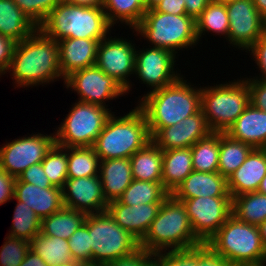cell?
<instances>
[{"label":"cell","instance_id":"cell-1","mask_svg":"<svg viewBox=\"0 0 266 266\" xmlns=\"http://www.w3.org/2000/svg\"><path fill=\"white\" fill-rule=\"evenodd\" d=\"M6 74L14 89L47 86L65 81L59 66L58 41L46 36L39 28L18 42Z\"/></svg>","mask_w":266,"mask_h":266},{"label":"cell","instance_id":"cell-2","mask_svg":"<svg viewBox=\"0 0 266 266\" xmlns=\"http://www.w3.org/2000/svg\"><path fill=\"white\" fill-rule=\"evenodd\" d=\"M185 76L182 73L174 83L145 94L135 102L146 117L150 136L201 110V84L197 86Z\"/></svg>","mask_w":266,"mask_h":266},{"label":"cell","instance_id":"cell-3","mask_svg":"<svg viewBox=\"0 0 266 266\" xmlns=\"http://www.w3.org/2000/svg\"><path fill=\"white\" fill-rule=\"evenodd\" d=\"M203 243L195 236L182 201L170 194L140 241L150 253L189 250Z\"/></svg>","mask_w":266,"mask_h":266},{"label":"cell","instance_id":"cell-4","mask_svg":"<svg viewBox=\"0 0 266 266\" xmlns=\"http://www.w3.org/2000/svg\"><path fill=\"white\" fill-rule=\"evenodd\" d=\"M38 28L56 41L84 38L100 42L116 30L109 24L102 6L72 5L64 1L48 14Z\"/></svg>","mask_w":266,"mask_h":266},{"label":"cell","instance_id":"cell-5","mask_svg":"<svg viewBox=\"0 0 266 266\" xmlns=\"http://www.w3.org/2000/svg\"><path fill=\"white\" fill-rule=\"evenodd\" d=\"M115 113L109 116L93 145L100 160L130 158L151 141L146 117L136 104L124 115Z\"/></svg>","mask_w":266,"mask_h":266},{"label":"cell","instance_id":"cell-6","mask_svg":"<svg viewBox=\"0 0 266 266\" xmlns=\"http://www.w3.org/2000/svg\"><path fill=\"white\" fill-rule=\"evenodd\" d=\"M137 39L146 40L149 47L163 48L171 51L178 58L182 51L197 48L195 19L186 14L175 15L147 10L141 22L130 30ZM181 52V53H180ZM180 53V54H179Z\"/></svg>","mask_w":266,"mask_h":266},{"label":"cell","instance_id":"cell-7","mask_svg":"<svg viewBox=\"0 0 266 266\" xmlns=\"http://www.w3.org/2000/svg\"><path fill=\"white\" fill-rule=\"evenodd\" d=\"M206 244L233 266H256L266 259L258 226L247 224L233 214Z\"/></svg>","mask_w":266,"mask_h":266},{"label":"cell","instance_id":"cell-8","mask_svg":"<svg viewBox=\"0 0 266 266\" xmlns=\"http://www.w3.org/2000/svg\"><path fill=\"white\" fill-rule=\"evenodd\" d=\"M241 76L201 86V109L211 131L225 133L250 104L249 85Z\"/></svg>","mask_w":266,"mask_h":266},{"label":"cell","instance_id":"cell-9","mask_svg":"<svg viewBox=\"0 0 266 266\" xmlns=\"http://www.w3.org/2000/svg\"><path fill=\"white\" fill-rule=\"evenodd\" d=\"M91 264L103 265L140 249V241L121 228L108 211L86 215Z\"/></svg>","mask_w":266,"mask_h":266},{"label":"cell","instance_id":"cell-10","mask_svg":"<svg viewBox=\"0 0 266 266\" xmlns=\"http://www.w3.org/2000/svg\"><path fill=\"white\" fill-rule=\"evenodd\" d=\"M111 108L76 100L58 127L54 128L55 143L62 147L93 146L114 112Z\"/></svg>","mask_w":266,"mask_h":266},{"label":"cell","instance_id":"cell-11","mask_svg":"<svg viewBox=\"0 0 266 266\" xmlns=\"http://www.w3.org/2000/svg\"><path fill=\"white\" fill-rule=\"evenodd\" d=\"M113 33V36L111 35ZM113 31L99 42L97 48L96 66L105 74L112 77L130 94L134 82L131 77L135 74V53L137 49L135 38L115 36ZM130 39V40H129ZM136 45V46H135ZM132 88V89H131Z\"/></svg>","mask_w":266,"mask_h":266},{"label":"cell","instance_id":"cell-12","mask_svg":"<svg viewBox=\"0 0 266 266\" xmlns=\"http://www.w3.org/2000/svg\"><path fill=\"white\" fill-rule=\"evenodd\" d=\"M139 46L135 53L134 79L144 84L148 91H145L142 96H138V101L145 94L174 83L182 75L178 68L179 64H177L179 59L171 51L144 46V44L143 48H139Z\"/></svg>","mask_w":266,"mask_h":266},{"label":"cell","instance_id":"cell-13","mask_svg":"<svg viewBox=\"0 0 266 266\" xmlns=\"http://www.w3.org/2000/svg\"><path fill=\"white\" fill-rule=\"evenodd\" d=\"M43 133H27L5 141L0 147V168L17 178L31 165L41 163L55 144L54 130L50 134Z\"/></svg>","mask_w":266,"mask_h":266},{"label":"cell","instance_id":"cell-14","mask_svg":"<svg viewBox=\"0 0 266 266\" xmlns=\"http://www.w3.org/2000/svg\"><path fill=\"white\" fill-rule=\"evenodd\" d=\"M63 86L68 91L77 93L78 101L105 108L109 107L111 100L113 102L121 99L120 97H126V91L119 83L96 65L71 73L65 78Z\"/></svg>","mask_w":266,"mask_h":266},{"label":"cell","instance_id":"cell-15","mask_svg":"<svg viewBox=\"0 0 266 266\" xmlns=\"http://www.w3.org/2000/svg\"><path fill=\"white\" fill-rule=\"evenodd\" d=\"M195 236L203 243L219 230L232 214L231 197H198L182 201Z\"/></svg>","mask_w":266,"mask_h":266},{"label":"cell","instance_id":"cell-16","mask_svg":"<svg viewBox=\"0 0 266 266\" xmlns=\"http://www.w3.org/2000/svg\"><path fill=\"white\" fill-rule=\"evenodd\" d=\"M226 9L229 33L225 42L229 44V48L244 53L265 34V19L256 9L253 0H234L226 4Z\"/></svg>","mask_w":266,"mask_h":266},{"label":"cell","instance_id":"cell-17","mask_svg":"<svg viewBox=\"0 0 266 266\" xmlns=\"http://www.w3.org/2000/svg\"><path fill=\"white\" fill-rule=\"evenodd\" d=\"M63 205L88 214L107 211L108 202L104 196L99 175L82 178H67L62 188Z\"/></svg>","mask_w":266,"mask_h":266},{"label":"cell","instance_id":"cell-18","mask_svg":"<svg viewBox=\"0 0 266 266\" xmlns=\"http://www.w3.org/2000/svg\"><path fill=\"white\" fill-rule=\"evenodd\" d=\"M210 131L201 109L198 113L186 117L176 125L158 129L151 136V141L162 151L192 147Z\"/></svg>","mask_w":266,"mask_h":266},{"label":"cell","instance_id":"cell-19","mask_svg":"<svg viewBox=\"0 0 266 266\" xmlns=\"http://www.w3.org/2000/svg\"><path fill=\"white\" fill-rule=\"evenodd\" d=\"M161 204L150 203L131 206L115 200L108 203L107 211L121 228L141 241L150 224L156 218Z\"/></svg>","mask_w":266,"mask_h":266},{"label":"cell","instance_id":"cell-20","mask_svg":"<svg viewBox=\"0 0 266 266\" xmlns=\"http://www.w3.org/2000/svg\"><path fill=\"white\" fill-rule=\"evenodd\" d=\"M266 176V148H254L244 163L227 178L231 198L256 192Z\"/></svg>","mask_w":266,"mask_h":266},{"label":"cell","instance_id":"cell-21","mask_svg":"<svg viewBox=\"0 0 266 266\" xmlns=\"http://www.w3.org/2000/svg\"><path fill=\"white\" fill-rule=\"evenodd\" d=\"M99 41L67 38L58 41L59 66L63 78L71 73L95 66Z\"/></svg>","mask_w":266,"mask_h":266},{"label":"cell","instance_id":"cell-22","mask_svg":"<svg viewBox=\"0 0 266 266\" xmlns=\"http://www.w3.org/2000/svg\"><path fill=\"white\" fill-rule=\"evenodd\" d=\"M177 200L206 197H231L227 178L219 172H200L193 170L171 193Z\"/></svg>","mask_w":266,"mask_h":266},{"label":"cell","instance_id":"cell-23","mask_svg":"<svg viewBox=\"0 0 266 266\" xmlns=\"http://www.w3.org/2000/svg\"><path fill=\"white\" fill-rule=\"evenodd\" d=\"M14 197L24 202L40 219L60 210L63 205L62 189L56 186L41 188L16 178Z\"/></svg>","mask_w":266,"mask_h":266},{"label":"cell","instance_id":"cell-24","mask_svg":"<svg viewBox=\"0 0 266 266\" xmlns=\"http://www.w3.org/2000/svg\"><path fill=\"white\" fill-rule=\"evenodd\" d=\"M225 134L253 148H266V111L249 104Z\"/></svg>","mask_w":266,"mask_h":266},{"label":"cell","instance_id":"cell-25","mask_svg":"<svg viewBox=\"0 0 266 266\" xmlns=\"http://www.w3.org/2000/svg\"><path fill=\"white\" fill-rule=\"evenodd\" d=\"M99 176L107 202L118 200L133 180L130 159L100 160Z\"/></svg>","mask_w":266,"mask_h":266},{"label":"cell","instance_id":"cell-26","mask_svg":"<svg viewBox=\"0 0 266 266\" xmlns=\"http://www.w3.org/2000/svg\"><path fill=\"white\" fill-rule=\"evenodd\" d=\"M192 171L191 147L163 151L162 184L170 194Z\"/></svg>","mask_w":266,"mask_h":266},{"label":"cell","instance_id":"cell-27","mask_svg":"<svg viewBox=\"0 0 266 266\" xmlns=\"http://www.w3.org/2000/svg\"><path fill=\"white\" fill-rule=\"evenodd\" d=\"M37 25L13 0H0V34L17 43L32 35Z\"/></svg>","mask_w":266,"mask_h":266},{"label":"cell","instance_id":"cell-28","mask_svg":"<svg viewBox=\"0 0 266 266\" xmlns=\"http://www.w3.org/2000/svg\"><path fill=\"white\" fill-rule=\"evenodd\" d=\"M30 249L48 266H79L70 252L68 240L38 233L30 241Z\"/></svg>","mask_w":266,"mask_h":266},{"label":"cell","instance_id":"cell-29","mask_svg":"<svg viewBox=\"0 0 266 266\" xmlns=\"http://www.w3.org/2000/svg\"><path fill=\"white\" fill-rule=\"evenodd\" d=\"M102 8L113 28L119 24L127 30L134 29L147 11L144 0H104Z\"/></svg>","mask_w":266,"mask_h":266},{"label":"cell","instance_id":"cell-30","mask_svg":"<svg viewBox=\"0 0 266 266\" xmlns=\"http://www.w3.org/2000/svg\"><path fill=\"white\" fill-rule=\"evenodd\" d=\"M133 179L162 182L163 151L150 141L130 158Z\"/></svg>","mask_w":266,"mask_h":266},{"label":"cell","instance_id":"cell-31","mask_svg":"<svg viewBox=\"0 0 266 266\" xmlns=\"http://www.w3.org/2000/svg\"><path fill=\"white\" fill-rule=\"evenodd\" d=\"M195 24L199 45L203 43L202 38L204 36L206 38L209 33L215 37L218 35L223 38L224 44L225 39L226 41L228 40L229 18L225 4L209 2L202 13L195 19Z\"/></svg>","mask_w":266,"mask_h":266},{"label":"cell","instance_id":"cell-32","mask_svg":"<svg viewBox=\"0 0 266 266\" xmlns=\"http://www.w3.org/2000/svg\"><path fill=\"white\" fill-rule=\"evenodd\" d=\"M85 218V213L63 206L57 212L41 219L40 233L68 240L84 223Z\"/></svg>","mask_w":266,"mask_h":266},{"label":"cell","instance_id":"cell-33","mask_svg":"<svg viewBox=\"0 0 266 266\" xmlns=\"http://www.w3.org/2000/svg\"><path fill=\"white\" fill-rule=\"evenodd\" d=\"M222 133L210 131L191 147L193 170L205 173L218 172Z\"/></svg>","mask_w":266,"mask_h":266},{"label":"cell","instance_id":"cell-34","mask_svg":"<svg viewBox=\"0 0 266 266\" xmlns=\"http://www.w3.org/2000/svg\"><path fill=\"white\" fill-rule=\"evenodd\" d=\"M253 149L249 144L234 140L222 133L220 136L218 172L228 178L244 163Z\"/></svg>","mask_w":266,"mask_h":266},{"label":"cell","instance_id":"cell-35","mask_svg":"<svg viewBox=\"0 0 266 266\" xmlns=\"http://www.w3.org/2000/svg\"><path fill=\"white\" fill-rule=\"evenodd\" d=\"M170 193L162 182H149L133 179L118 199L125 205H139L150 203H162Z\"/></svg>","mask_w":266,"mask_h":266},{"label":"cell","instance_id":"cell-36","mask_svg":"<svg viewBox=\"0 0 266 266\" xmlns=\"http://www.w3.org/2000/svg\"><path fill=\"white\" fill-rule=\"evenodd\" d=\"M232 214L247 224L259 226L266 220V195L256 191L233 197Z\"/></svg>","mask_w":266,"mask_h":266},{"label":"cell","instance_id":"cell-37","mask_svg":"<svg viewBox=\"0 0 266 266\" xmlns=\"http://www.w3.org/2000/svg\"><path fill=\"white\" fill-rule=\"evenodd\" d=\"M100 158L93 146L68 147L67 178L99 175Z\"/></svg>","mask_w":266,"mask_h":266},{"label":"cell","instance_id":"cell-38","mask_svg":"<svg viewBox=\"0 0 266 266\" xmlns=\"http://www.w3.org/2000/svg\"><path fill=\"white\" fill-rule=\"evenodd\" d=\"M14 199L16 206L13 211L11 229L6 235L30 242L36 234L41 232V219L24 202L18 201L15 197Z\"/></svg>","mask_w":266,"mask_h":266},{"label":"cell","instance_id":"cell-39","mask_svg":"<svg viewBox=\"0 0 266 266\" xmlns=\"http://www.w3.org/2000/svg\"><path fill=\"white\" fill-rule=\"evenodd\" d=\"M41 163L51 184L62 189L67 180L68 147L55 143Z\"/></svg>","mask_w":266,"mask_h":266},{"label":"cell","instance_id":"cell-40","mask_svg":"<svg viewBox=\"0 0 266 266\" xmlns=\"http://www.w3.org/2000/svg\"><path fill=\"white\" fill-rule=\"evenodd\" d=\"M0 249V266H19L30 250V242L5 235Z\"/></svg>","mask_w":266,"mask_h":266},{"label":"cell","instance_id":"cell-41","mask_svg":"<svg viewBox=\"0 0 266 266\" xmlns=\"http://www.w3.org/2000/svg\"><path fill=\"white\" fill-rule=\"evenodd\" d=\"M70 252L78 265L91 264V246L88 219L68 239Z\"/></svg>","mask_w":266,"mask_h":266},{"label":"cell","instance_id":"cell-42","mask_svg":"<svg viewBox=\"0 0 266 266\" xmlns=\"http://www.w3.org/2000/svg\"><path fill=\"white\" fill-rule=\"evenodd\" d=\"M153 266H197V247L153 253Z\"/></svg>","mask_w":266,"mask_h":266},{"label":"cell","instance_id":"cell-43","mask_svg":"<svg viewBox=\"0 0 266 266\" xmlns=\"http://www.w3.org/2000/svg\"><path fill=\"white\" fill-rule=\"evenodd\" d=\"M15 4L39 27L48 14L62 0H13Z\"/></svg>","mask_w":266,"mask_h":266},{"label":"cell","instance_id":"cell-44","mask_svg":"<svg viewBox=\"0 0 266 266\" xmlns=\"http://www.w3.org/2000/svg\"><path fill=\"white\" fill-rule=\"evenodd\" d=\"M250 55H249V54ZM245 55H249V58L254 62V68L258 69V73L253 76L244 75L245 78H251L254 80L266 81V34L262 35L255 43L246 51ZM257 66V67H255ZM257 74V75H256Z\"/></svg>","mask_w":266,"mask_h":266},{"label":"cell","instance_id":"cell-45","mask_svg":"<svg viewBox=\"0 0 266 266\" xmlns=\"http://www.w3.org/2000/svg\"><path fill=\"white\" fill-rule=\"evenodd\" d=\"M105 266H153V253L140 248L130 255L107 263Z\"/></svg>","mask_w":266,"mask_h":266},{"label":"cell","instance_id":"cell-46","mask_svg":"<svg viewBox=\"0 0 266 266\" xmlns=\"http://www.w3.org/2000/svg\"><path fill=\"white\" fill-rule=\"evenodd\" d=\"M17 178L21 182L31 183L32 185H36L41 188L53 187L43 170L42 163L31 165Z\"/></svg>","mask_w":266,"mask_h":266},{"label":"cell","instance_id":"cell-47","mask_svg":"<svg viewBox=\"0 0 266 266\" xmlns=\"http://www.w3.org/2000/svg\"><path fill=\"white\" fill-rule=\"evenodd\" d=\"M197 266H233L207 244L197 246Z\"/></svg>","mask_w":266,"mask_h":266},{"label":"cell","instance_id":"cell-48","mask_svg":"<svg viewBox=\"0 0 266 266\" xmlns=\"http://www.w3.org/2000/svg\"><path fill=\"white\" fill-rule=\"evenodd\" d=\"M249 85L250 104L266 111V81L246 78Z\"/></svg>","mask_w":266,"mask_h":266},{"label":"cell","instance_id":"cell-49","mask_svg":"<svg viewBox=\"0 0 266 266\" xmlns=\"http://www.w3.org/2000/svg\"><path fill=\"white\" fill-rule=\"evenodd\" d=\"M16 44L17 42L13 39L0 34V74L2 76L10 66Z\"/></svg>","mask_w":266,"mask_h":266},{"label":"cell","instance_id":"cell-50","mask_svg":"<svg viewBox=\"0 0 266 266\" xmlns=\"http://www.w3.org/2000/svg\"><path fill=\"white\" fill-rule=\"evenodd\" d=\"M16 178L0 168V206L14 200Z\"/></svg>","mask_w":266,"mask_h":266},{"label":"cell","instance_id":"cell-51","mask_svg":"<svg viewBox=\"0 0 266 266\" xmlns=\"http://www.w3.org/2000/svg\"><path fill=\"white\" fill-rule=\"evenodd\" d=\"M154 9L167 14H186L185 0H162Z\"/></svg>","mask_w":266,"mask_h":266},{"label":"cell","instance_id":"cell-52","mask_svg":"<svg viewBox=\"0 0 266 266\" xmlns=\"http://www.w3.org/2000/svg\"><path fill=\"white\" fill-rule=\"evenodd\" d=\"M209 2L210 0H185L186 15L196 19Z\"/></svg>","mask_w":266,"mask_h":266},{"label":"cell","instance_id":"cell-53","mask_svg":"<svg viewBox=\"0 0 266 266\" xmlns=\"http://www.w3.org/2000/svg\"><path fill=\"white\" fill-rule=\"evenodd\" d=\"M19 266H48L33 250H29Z\"/></svg>","mask_w":266,"mask_h":266},{"label":"cell","instance_id":"cell-54","mask_svg":"<svg viewBox=\"0 0 266 266\" xmlns=\"http://www.w3.org/2000/svg\"><path fill=\"white\" fill-rule=\"evenodd\" d=\"M72 5L81 6H103L104 0H62Z\"/></svg>","mask_w":266,"mask_h":266},{"label":"cell","instance_id":"cell-55","mask_svg":"<svg viewBox=\"0 0 266 266\" xmlns=\"http://www.w3.org/2000/svg\"><path fill=\"white\" fill-rule=\"evenodd\" d=\"M253 3L260 15L266 20V0H253Z\"/></svg>","mask_w":266,"mask_h":266},{"label":"cell","instance_id":"cell-56","mask_svg":"<svg viewBox=\"0 0 266 266\" xmlns=\"http://www.w3.org/2000/svg\"><path fill=\"white\" fill-rule=\"evenodd\" d=\"M259 232L262 238L263 246L266 249V220H264L259 226Z\"/></svg>","mask_w":266,"mask_h":266},{"label":"cell","instance_id":"cell-57","mask_svg":"<svg viewBox=\"0 0 266 266\" xmlns=\"http://www.w3.org/2000/svg\"><path fill=\"white\" fill-rule=\"evenodd\" d=\"M146 9L151 10L154 9L162 0H144Z\"/></svg>","mask_w":266,"mask_h":266},{"label":"cell","instance_id":"cell-58","mask_svg":"<svg viewBox=\"0 0 266 266\" xmlns=\"http://www.w3.org/2000/svg\"><path fill=\"white\" fill-rule=\"evenodd\" d=\"M257 192L266 195V176L262 179Z\"/></svg>","mask_w":266,"mask_h":266},{"label":"cell","instance_id":"cell-59","mask_svg":"<svg viewBox=\"0 0 266 266\" xmlns=\"http://www.w3.org/2000/svg\"><path fill=\"white\" fill-rule=\"evenodd\" d=\"M234 0H210V2L216 3V4H228L233 2Z\"/></svg>","mask_w":266,"mask_h":266},{"label":"cell","instance_id":"cell-60","mask_svg":"<svg viewBox=\"0 0 266 266\" xmlns=\"http://www.w3.org/2000/svg\"><path fill=\"white\" fill-rule=\"evenodd\" d=\"M256 266H266V259L264 261H262L261 263H259L258 265Z\"/></svg>","mask_w":266,"mask_h":266},{"label":"cell","instance_id":"cell-61","mask_svg":"<svg viewBox=\"0 0 266 266\" xmlns=\"http://www.w3.org/2000/svg\"><path fill=\"white\" fill-rule=\"evenodd\" d=\"M79 266H103V265H96V264H85V265H79Z\"/></svg>","mask_w":266,"mask_h":266}]
</instances>
